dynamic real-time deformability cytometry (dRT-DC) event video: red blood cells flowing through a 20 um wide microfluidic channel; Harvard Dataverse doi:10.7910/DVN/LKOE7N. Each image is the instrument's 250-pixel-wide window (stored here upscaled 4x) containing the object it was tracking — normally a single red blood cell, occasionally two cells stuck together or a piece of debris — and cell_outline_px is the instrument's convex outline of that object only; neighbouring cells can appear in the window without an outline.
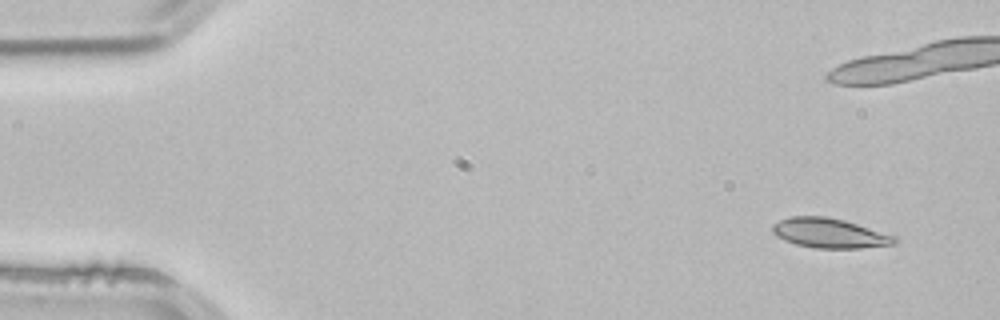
{"species": "common noctule bat (a hibernating species)", "species_latin": "Nyctalus noctula", "temperature_condition": "room temperature", "stored_images_in_passage": 5, "camera_frame_rate_fps": 3000, "um_per_image_px": 0.085, "animal": {"sex": "male", "body_mass_g": 21.5, "forearm_length_mm": 52.0}, "frame": {"image": 1, "passage_image": 1, "time_ms": 0.0, "image_size_px": [1000, 320], "cell_outline_px": [[896, 244], [860, 248], [816, 248], [796, 244], [784, 240], [776, 236], [772, 232], [772, 224], [780, 220], [792, 216], [824, 216], [844, 220], [896, 236]], "centroid_in_image_um": [70.49, 19.82], "position_along_channel_um": 14.5, "area_um2": 21.04}}